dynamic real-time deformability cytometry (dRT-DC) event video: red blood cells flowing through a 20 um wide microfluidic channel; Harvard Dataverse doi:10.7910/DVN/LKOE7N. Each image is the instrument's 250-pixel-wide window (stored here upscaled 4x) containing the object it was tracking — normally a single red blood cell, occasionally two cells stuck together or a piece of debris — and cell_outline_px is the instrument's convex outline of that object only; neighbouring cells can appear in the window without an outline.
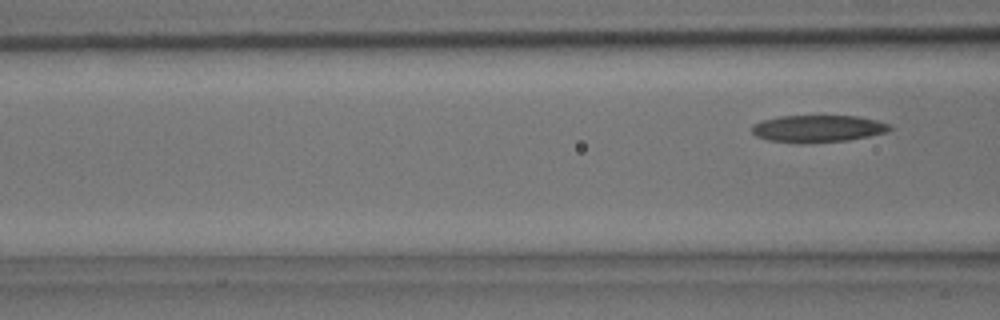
{"species": "common noctule bat (a hibernating species)", "species_latin": "Nyctalus noctula", "temperature_condition": "room temperature", "stored_images_in_passage": 3, "camera_frame_rate_fps": 3000, "um_per_image_px": 0.085, "animal": {"sex": "male", "body_mass_g": 15.6}, "frame": {"image": 1, "passage_image": 3, "time_ms": 0.667, "image_size_px": [1000, 320], "cell_outline_px": [[892, 128], [884, 132], [868, 136], [848, 140], [800, 144], [768, 140], [756, 136], [752, 132], [752, 124], [760, 120], [780, 116], [856, 116], [876, 120], [892, 124]], "centroid_in_image_um": [69.47, 10.94], "position_along_channel_um": 97.1, "area_um2": 21.91}}